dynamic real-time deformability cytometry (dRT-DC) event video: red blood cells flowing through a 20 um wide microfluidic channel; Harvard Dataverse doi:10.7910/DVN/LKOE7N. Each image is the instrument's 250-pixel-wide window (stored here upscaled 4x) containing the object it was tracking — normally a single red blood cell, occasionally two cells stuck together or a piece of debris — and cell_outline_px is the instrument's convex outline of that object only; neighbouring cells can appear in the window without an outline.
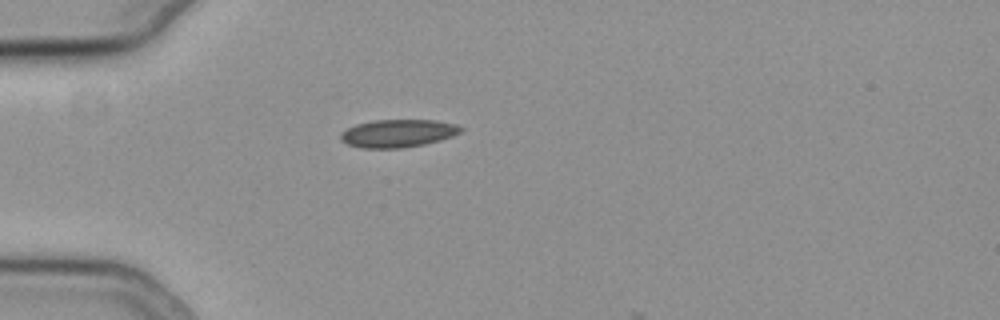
{"species": "common noctule bat (a hibernating species)", "species_latin": "Nyctalus noctula", "temperature_condition": "cold", "stored_images_in_passage": 3, "camera_frame_rate_fps": 3000, "um_per_image_px": 0.085, "animal": {"sex": "female", "body_mass_g": 19.3, "forearm_length_mm": 54.1}, "frame": {"image": 1, "passage_image": 1, "time_ms": 0.0, "image_size_px": [1000, 320], "cell_outline_px": [[464, 128], [460, 132], [452, 136], [440, 140], [424, 144], [400, 148], [364, 148], [348, 144], [340, 140], [340, 132], [356, 124], [372, 120], [436, 120], [456, 124]], "centroid_in_image_um": [33.81, 11.32], "position_along_channel_um": 51.2, "area_um2": 19.48}}